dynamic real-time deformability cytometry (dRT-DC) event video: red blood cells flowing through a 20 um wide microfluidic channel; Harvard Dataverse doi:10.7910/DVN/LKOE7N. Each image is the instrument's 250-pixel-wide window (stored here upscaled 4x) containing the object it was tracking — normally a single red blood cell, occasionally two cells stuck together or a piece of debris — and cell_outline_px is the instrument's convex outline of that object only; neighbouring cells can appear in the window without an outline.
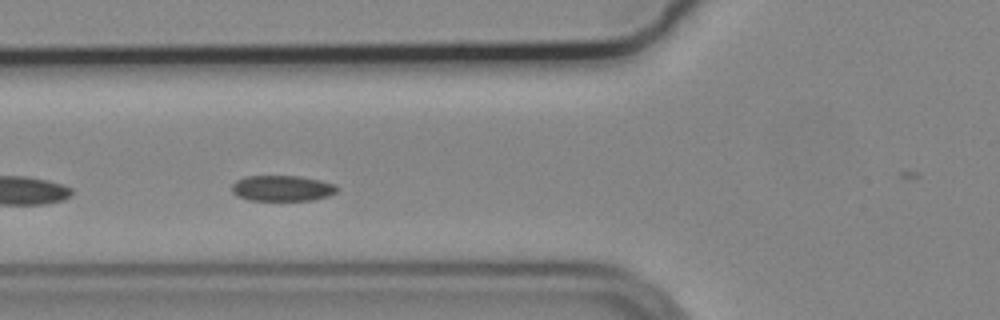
{"species": "common noctule bat (a hibernating species)", "species_latin": "Nyctalus noctula", "temperature_condition": "cold", "stored_images_in_passage": 10, "camera_frame_rate_fps": 3000, "um_per_image_px": 0.085, "animal": {"sex": "male", "body_mass_g": 19.2, "forearm_length_mm": 51.8}, "frame": {"image": 1, "passage_image": 5, "time_ms": 1.333, "image_size_px": [1000, 320], "cell_outline_px": [[340, 188], [336, 192], [328, 196], [312, 200], [248, 200], [236, 196], [232, 192], [232, 184], [236, 180], [244, 176], [300, 176], [320, 180], [336, 184]], "centroid_in_image_um": [23.99, 16.0], "position_along_channel_um": 101.8, "area_um2": 15.95}}